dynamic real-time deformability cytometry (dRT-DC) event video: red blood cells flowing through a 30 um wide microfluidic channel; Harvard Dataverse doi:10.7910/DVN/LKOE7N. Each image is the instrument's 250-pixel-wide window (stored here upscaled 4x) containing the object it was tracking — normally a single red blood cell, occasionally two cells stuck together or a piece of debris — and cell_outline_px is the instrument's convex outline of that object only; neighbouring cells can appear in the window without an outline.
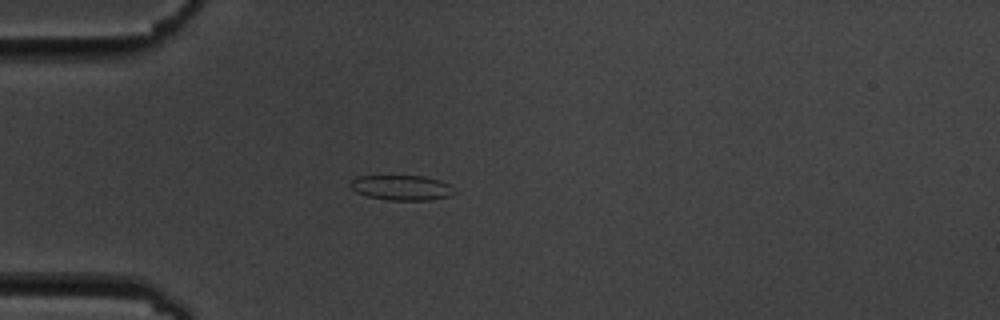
{"species": "common noctule bat (a hibernating species)", "species_latin": "Nyctalus noctula", "temperature_condition": "cold", "stored_images_in_passage": 5, "camera_frame_rate_fps": 3000, "um_per_image_px": 0.085, "animal": {"sex": "male", "body_mass_g": 19.5, "forearm_length_mm": 54.6}, "frame": {"image": 1, "passage_image": 4, "time_ms": 4.333, "image_size_px": [1000, 320], "cell_outline_px": [[456, 192], [452, 196], [428, 200], [388, 200], [368, 196], [356, 192], [348, 184], [356, 176], [424, 176], [440, 180], [452, 184]], "centroid_in_image_um": [34.19, 15.95], "position_along_channel_um": 50.8, "area_um2": 15.37}}